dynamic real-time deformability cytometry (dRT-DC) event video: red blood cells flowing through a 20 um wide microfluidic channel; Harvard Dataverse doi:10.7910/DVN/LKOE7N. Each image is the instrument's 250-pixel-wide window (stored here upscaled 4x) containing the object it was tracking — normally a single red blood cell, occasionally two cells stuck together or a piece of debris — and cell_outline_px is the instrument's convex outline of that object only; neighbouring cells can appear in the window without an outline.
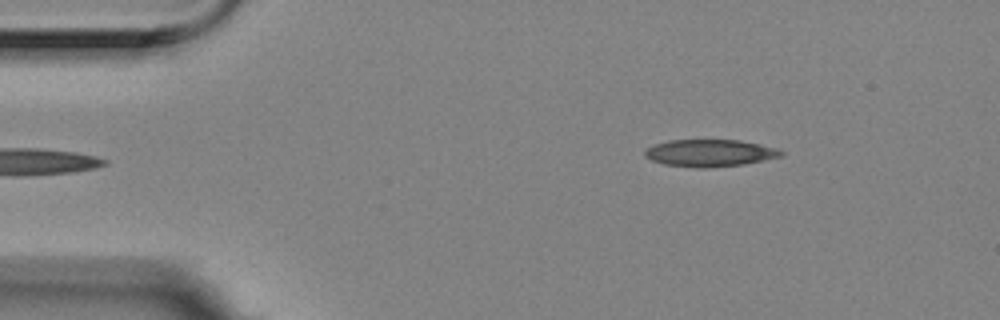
{"species": "Egyptian fruit bat (a non-hibernating species)", "species_latin": "Rousettus aegyptiacus", "temperature_condition": "room temperature", "stored_images_in_passage": 3, "camera_frame_rate_fps": 3000, "um_per_image_px": 0.085, "animal": {"sex": "female"}, "frame": {"image": 1, "passage_image": 1, "time_ms": 0.0, "image_size_px": [1000, 320], "cell_outline_px": [[784, 156], [744, 164], [704, 168], [700, 168], [664, 164], [652, 160], [644, 156], [644, 152], [652, 144], [668, 140], [740, 140], [760, 144], [776, 148], [784, 152]], "centroid_in_image_um": [60.34, 13.0], "position_along_channel_um": 24.7, "area_um2": 21.56}}